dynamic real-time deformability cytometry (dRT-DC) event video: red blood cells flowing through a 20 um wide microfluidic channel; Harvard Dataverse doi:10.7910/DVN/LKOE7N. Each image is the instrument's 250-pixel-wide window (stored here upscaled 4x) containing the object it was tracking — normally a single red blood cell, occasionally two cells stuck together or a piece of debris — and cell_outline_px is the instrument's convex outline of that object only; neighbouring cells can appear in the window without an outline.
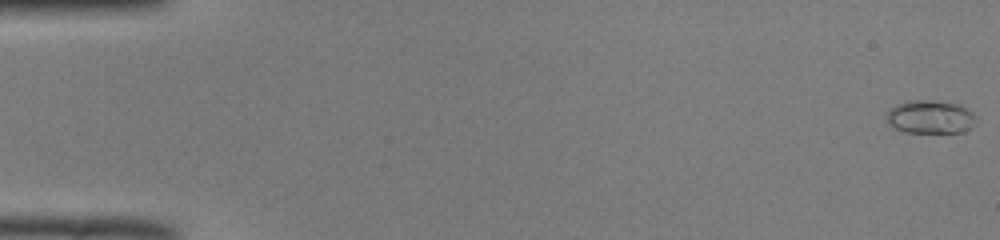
{"species": "common noctule bat (a hibernating species)", "species_latin": "Nyctalus noctula", "temperature_condition": "room temperature", "stored_images_in_passage": 52, "camera_frame_rate_fps": 3000, "um_per_image_px": 0.085, "animal": {"sex": "male", "body_mass_g": 19.0, "forearm_length_mm": 50.8}, "frame": {"image": 1, "passage_image": 1, "time_ms": 0.0, "image_size_px": [1000, 240], "cell_outline_px": [[976, 120], [964, 132], [904, 132], [896, 128], [884, 116], [888, 108], [896, 104], [908, 100], [932, 100], [956, 104], [968, 108], [976, 116]], "centroid_in_image_um": [79.04, 9.92], "position_along_channel_um": 6.0, "area_um2": 17.34}}
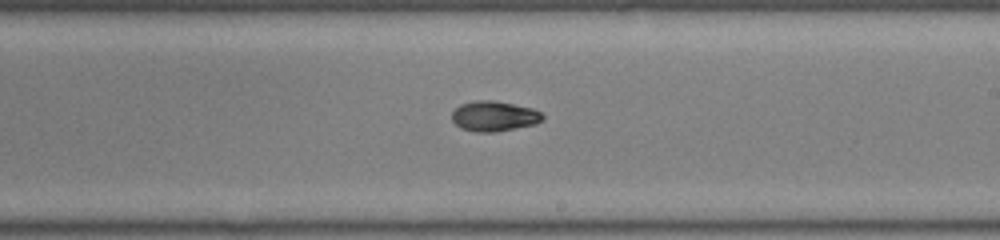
{"frame": {"image": 2, "passage_image": 31, "time_ms": 10.0, "image_size_px": [1000, 240], "cell_outline_px": [[544, 120], [536, 124], [496, 132], [476, 132], [460, 128], [452, 120], [452, 112], [460, 104], [476, 100], [492, 100], [532, 108], [540, 112], [544, 116]], "centroid_in_image_um": [42.0, 9.88], "position_along_channel_um": 247.0, "area_um2": 16.01}}
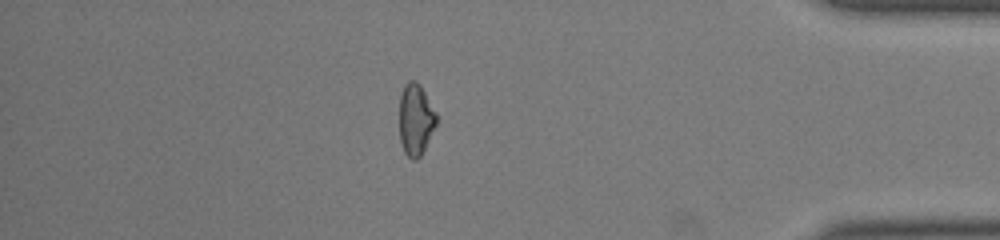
{"frame": {"image": 3, "passage_image": 45, "time_ms": 14.667, "image_size_px": [1000, 240], "cell_outline_px": [[436, 124], [420, 156], [416, 160], [412, 160], [404, 152], [400, 140], [400, 96], [404, 84], [408, 80], [416, 80], [420, 84], [436, 112]], "centroid_in_image_um": [35.32, 10.13], "position_along_channel_um": 399.9, "area_um2": 15.32}, "authors_computed_cell_mechanics": {"area_um2": 15.9817, "velocity_mm_per_s": 4.0149, "shape_relaxation_time_tau1_ms": 10.344, "shape_relaxation_time_tau2_ms": 2.9658, "deformation_change_tau1": 0.2493, "deformation_change_tau2": 0.0678}}